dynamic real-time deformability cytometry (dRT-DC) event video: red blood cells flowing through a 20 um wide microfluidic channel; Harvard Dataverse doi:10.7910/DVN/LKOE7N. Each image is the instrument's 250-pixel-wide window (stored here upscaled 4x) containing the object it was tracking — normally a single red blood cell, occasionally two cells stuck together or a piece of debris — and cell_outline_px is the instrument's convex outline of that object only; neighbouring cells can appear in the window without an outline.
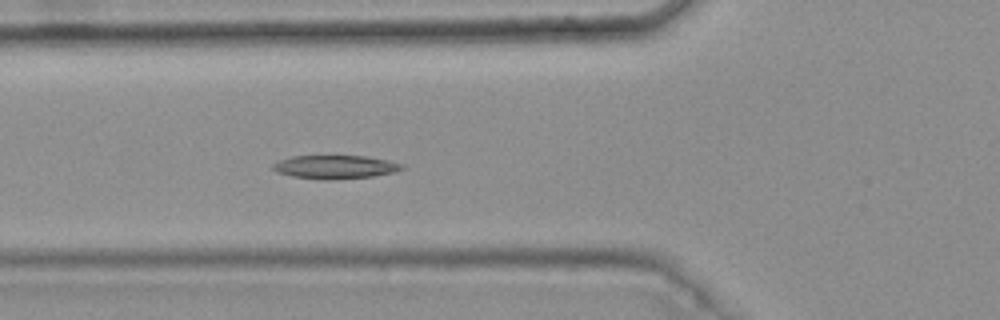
{"species": "common noctule bat (a hibernating species)", "species_latin": "Nyctalus noctula", "temperature_condition": "warm", "stored_images_in_passage": 5, "camera_frame_rate_fps": 3000, "um_per_image_px": 0.085, "animal": {"sex": "female", "body_mass_g": 25.1}, "frame": {"image": 1, "passage_image": 5, "time_ms": 1.333, "image_size_px": [1000, 320], "cell_outline_px": [[408, 168], [396, 172], [372, 176], [320, 180], [292, 176], [276, 172], [272, 168], [272, 164], [280, 160], [292, 156], [368, 156], [388, 160], [404, 164]], "centroid_in_image_um": [28.53, 14.19], "position_along_channel_um": 97.3, "area_um2": 17.74}}